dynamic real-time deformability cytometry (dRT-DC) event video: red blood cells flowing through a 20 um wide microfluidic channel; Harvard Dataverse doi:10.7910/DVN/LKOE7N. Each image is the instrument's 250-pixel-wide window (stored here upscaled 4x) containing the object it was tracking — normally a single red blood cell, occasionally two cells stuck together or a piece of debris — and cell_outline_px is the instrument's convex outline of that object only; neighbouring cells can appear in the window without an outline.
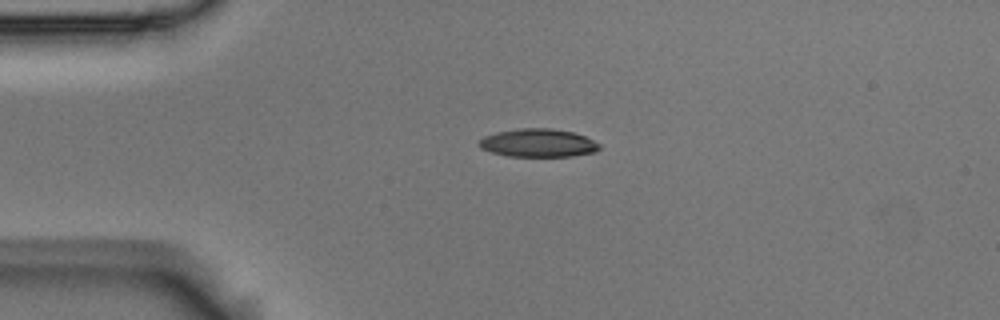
{"species": "Egyptian fruit bat (a non-hibernating species)", "species_latin": "Rousettus aegyptiacus", "temperature_condition": "room temperature", "stored_images_in_passage": 8, "camera_frame_rate_fps": 3000, "um_per_image_px": 0.085, "animal": {"sex": "male"}, "frame": {"image": 1, "passage_image": 1, "time_ms": 0.0, "image_size_px": [1000, 320], "cell_outline_px": [[600, 148], [596, 152], [572, 156], [508, 156], [492, 152], [480, 148], [476, 144], [484, 136], [496, 132], [516, 128], [552, 128], [572, 132], [584, 136], [600, 144]], "centroid_in_image_um": [45.72, 12.14], "position_along_channel_um": 39.3, "area_um2": 19.83}}
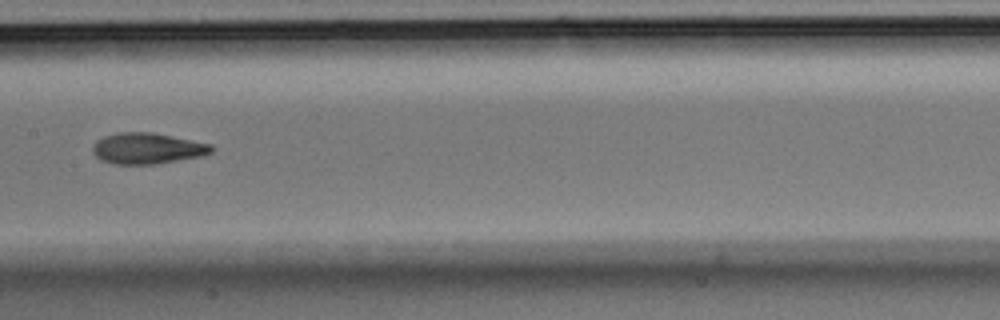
{"frame": {"image": 2, "passage_image": 5, "time_ms": 1.333, "image_size_px": [1000, 320], "cell_outline_px": [[212, 152], [204, 156], [152, 164], [116, 164], [100, 160], [92, 152], [92, 148], [96, 140], [104, 136], [120, 132], [152, 132], [212, 144]], "centroid_in_image_um": [12.51, 12.61], "position_along_channel_um": 194.9, "area_um2": 21.44}}
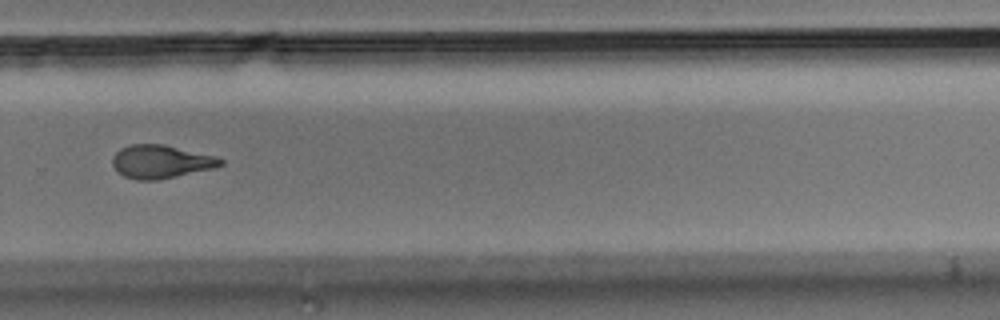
{"frame": {"image": 3, "passage_image": 8, "time_ms": 2.333, "image_size_px": [1000, 320], "cell_outline_px": [[224, 164], [216, 168], [156, 180], [136, 180], [124, 176], [116, 172], [112, 164], [112, 156], [120, 148], [132, 144], [164, 144], [216, 156], [224, 160]], "centroid_in_image_um": [13.67, 13.74], "position_along_channel_um": 316.1, "area_um2": 21.15}}